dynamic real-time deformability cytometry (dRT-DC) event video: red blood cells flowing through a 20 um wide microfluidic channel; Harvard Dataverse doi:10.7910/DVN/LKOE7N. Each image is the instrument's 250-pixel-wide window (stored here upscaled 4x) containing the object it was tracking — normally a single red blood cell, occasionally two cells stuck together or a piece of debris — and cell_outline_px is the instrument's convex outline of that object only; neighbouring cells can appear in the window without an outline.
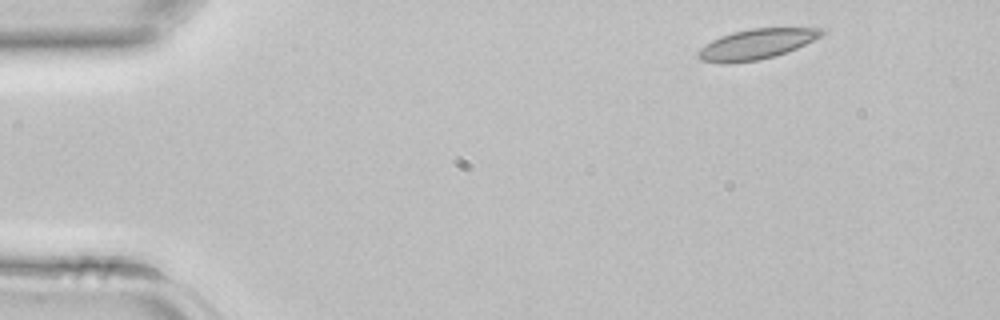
{"species": "common noctule bat (a hibernating species)", "species_latin": "Nyctalus noctula", "temperature_condition": "room temperature", "stored_images_in_passage": 39, "camera_frame_rate_fps": 3000, "um_per_image_px": 0.085, "animal": {"sex": "female", "body_mass_g": 22.7, "forearm_length_mm": 54.2}, "frame": {"image": 1, "passage_image": 1, "time_ms": 0.0, "image_size_px": [1000, 320], "cell_outline_px": [[828, 32], [796, 48], [772, 56], [756, 60], [728, 64], [720, 64], [700, 60], [696, 56], [696, 52], [700, 48], [712, 40], [720, 36], [732, 32], [752, 28], [824, 28]], "centroid_in_image_um": [64.23, 3.75], "position_along_channel_um": 20.8, "area_um2": 21.68}}
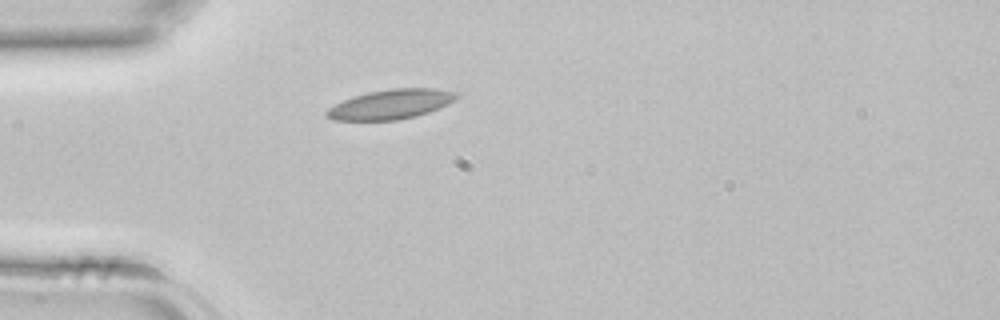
{"frame": {"image": 2, "passage_image": 8, "time_ms": 2.333, "image_size_px": [1000, 320], "cell_outline_px": [[460, 96], [456, 100], [448, 104], [428, 112], [416, 116], [396, 120], [332, 120], [324, 112], [328, 108], [352, 96], [368, 92], [392, 88], [436, 88], [456, 92]], "centroid_in_image_um": [33.25, 8.85], "position_along_channel_um": 51.8, "area_um2": 22.43}}
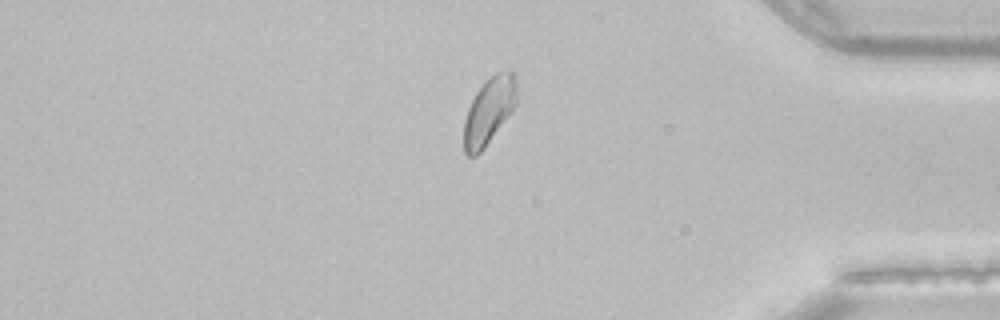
{"frame": {"image": 3, "passage_image": 32, "time_ms": 10.333, "image_size_px": [1000, 320], "cell_outline_px": [[516, 104], [484, 148], [476, 156], [468, 156], [464, 152], [464, 120], [468, 108], [476, 92], [484, 80], [488, 76], [496, 72], [508, 68], [512, 72], [516, 84]], "centroid_in_image_um": [41.54, 9.38], "position_along_channel_um": 393.7, "area_um2": 20.46}}